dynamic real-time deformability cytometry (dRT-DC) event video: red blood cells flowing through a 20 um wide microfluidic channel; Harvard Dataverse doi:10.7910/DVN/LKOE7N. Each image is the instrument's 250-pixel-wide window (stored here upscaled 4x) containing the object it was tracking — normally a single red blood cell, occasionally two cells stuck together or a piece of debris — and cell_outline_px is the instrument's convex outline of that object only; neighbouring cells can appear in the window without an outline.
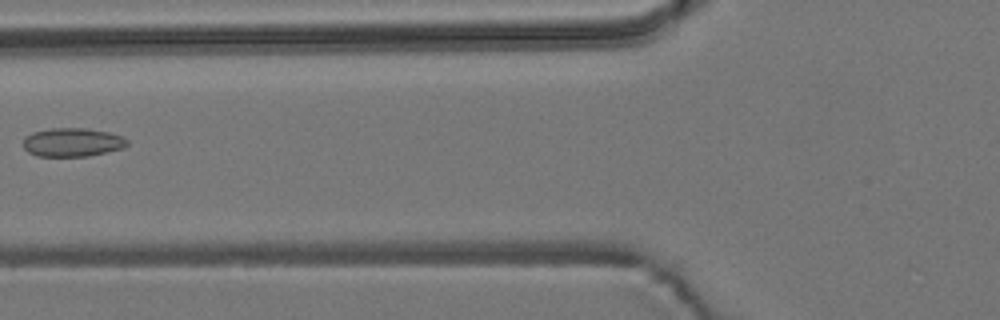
{"species": "common noctule bat (a hibernating species)", "species_latin": "Nyctalus noctula", "temperature_condition": "room temperature", "stored_images_in_passage": 7, "camera_frame_rate_fps": 3000, "um_per_image_px": 0.085, "animal": {"sex": "male", "body_mass_g": 19.2, "forearm_length_mm": 51.8}, "frame": {"image": 1, "passage_image": 7, "time_ms": 2.0, "image_size_px": [1000, 320], "cell_outline_px": [[128, 144], [124, 148], [88, 156], [36, 156], [28, 152], [24, 148], [24, 136], [32, 132], [52, 128], [88, 128], [108, 132], [124, 136], [128, 140]], "centroid_in_image_um": [6.17, 12.09], "position_along_channel_um": 119.6, "area_um2": 17.51}}